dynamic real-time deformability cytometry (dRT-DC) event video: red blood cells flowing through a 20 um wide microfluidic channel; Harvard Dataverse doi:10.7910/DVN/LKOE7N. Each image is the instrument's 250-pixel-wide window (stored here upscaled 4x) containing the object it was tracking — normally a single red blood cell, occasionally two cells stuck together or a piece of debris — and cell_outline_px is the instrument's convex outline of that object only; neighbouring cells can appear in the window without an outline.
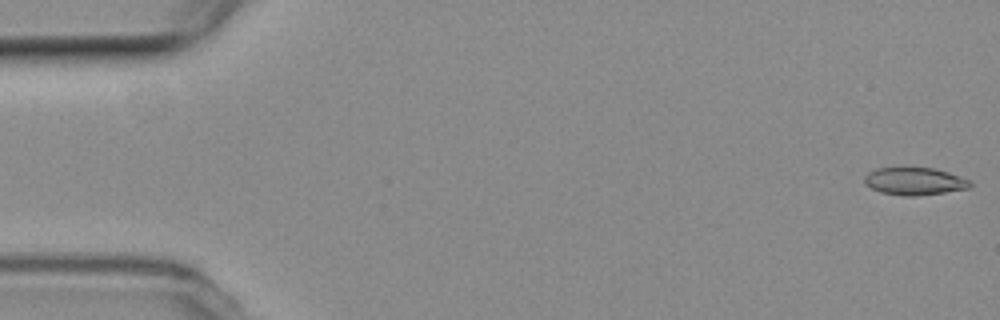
{"species": "common noctule bat (a hibernating species)", "species_latin": "Nyctalus noctula", "temperature_condition": "room temperature", "stored_images_in_passage": 14, "camera_frame_rate_fps": 3000, "um_per_image_px": 0.085, "animal": {"sex": "female", "body_mass_g": 19.3, "forearm_length_mm": 54.1}, "frame": {"image": 1, "passage_image": 1, "time_ms": 0.0, "image_size_px": [1000, 320], "cell_outline_px": [[972, 184], [968, 188], [944, 192], [916, 196], [904, 196], [880, 192], [864, 184], [864, 176], [868, 172], [876, 168], [932, 168], [948, 172], [968, 180]], "centroid_in_image_um": [77.68, 15.41], "position_along_channel_um": 7.3, "area_um2": 16.76}}
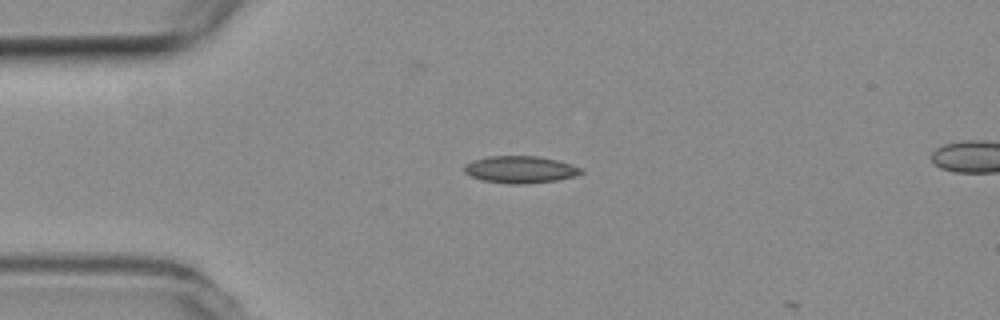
{"frame": {"image": 2, "passage_image": 13, "time_ms": 4.0, "image_size_px": [1000, 320], "cell_outline_px": [[584, 172], [572, 176], [556, 180], [524, 184], [512, 184], [484, 180], [472, 176], [464, 172], [464, 164], [472, 160], [488, 156], [536, 156], [556, 160], [572, 164], [580, 168]], "centroid_in_image_um": [44.19, 14.4], "position_along_channel_um": 40.8, "area_um2": 18.21}}